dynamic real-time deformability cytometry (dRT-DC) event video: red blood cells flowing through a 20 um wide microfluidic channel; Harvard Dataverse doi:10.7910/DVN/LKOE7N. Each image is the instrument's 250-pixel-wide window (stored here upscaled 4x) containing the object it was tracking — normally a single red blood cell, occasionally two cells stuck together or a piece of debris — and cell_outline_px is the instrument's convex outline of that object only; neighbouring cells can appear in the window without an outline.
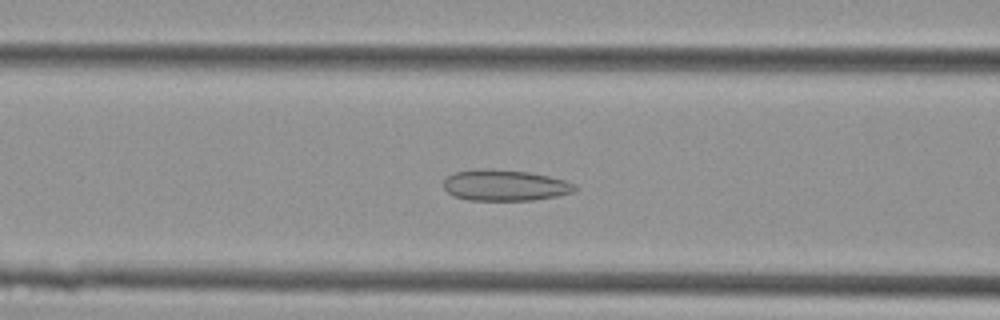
{"species": "Egyptian fruit bat (a non-hibernating species)", "species_latin": "Rousettus aegyptiacus", "temperature_condition": "cold", "stored_images_in_passage": 44, "camera_frame_rate_fps": 3000, "um_per_image_px": 0.085, "animal": {"sex": "female"}, "frame": {"image": 1, "passage_image": 17, "time_ms": 5.333, "image_size_px": [1000, 320], "cell_outline_px": [[576, 188], [572, 192], [556, 196], [532, 200], [468, 200], [452, 196], [444, 188], [444, 180], [452, 172], [472, 168], [488, 168], [528, 172], [548, 176], [564, 180], [576, 184]], "centroid_in_image_um": [42.85, 15.74], "position_along_channel_um": 123.7, "area_um2": 23.93}}
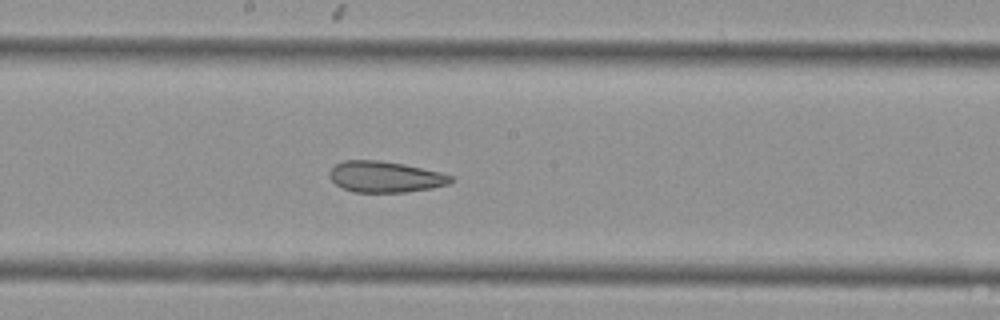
{"frame": {"image": 2, "passage_image": 23, "time_ms": 7.333, "image_size_px": [1000, 320], "cell_outline_px": [[452, 180], [448, 184], [432, 188], [404, 192], [352, 192], [336, 184], [328, 176], [328, 172], [336, 164], [344, 160], [380, 160], [404, 164], [440, 172], [452, 176]], "centroid_in_image_um": [32.71, 15.02], "position_along_channel_um": 215.5, "area_um2": 21.91}}
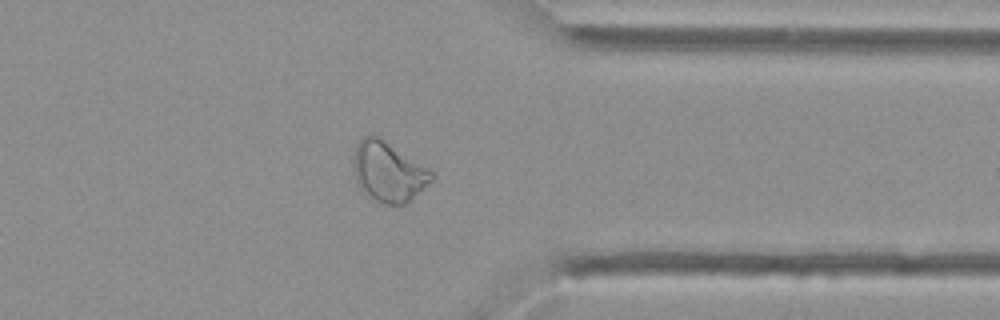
{"frame": {"image": 3, "passage_image": 34, "time_ms": 11.0, "image_size_px": [1000, 320], "cell_outline_px": [[436, 176], [432, 180], [404, 204], [384, 204], [368, 196], [356, 184], [352, 164], [356, 144], [364, 136], [372, 132], [428, 168]], "centroid_in_image_um": [32.96, 14.57], "position_along_channel_um": 378.4, "area_um2": 27.17}}